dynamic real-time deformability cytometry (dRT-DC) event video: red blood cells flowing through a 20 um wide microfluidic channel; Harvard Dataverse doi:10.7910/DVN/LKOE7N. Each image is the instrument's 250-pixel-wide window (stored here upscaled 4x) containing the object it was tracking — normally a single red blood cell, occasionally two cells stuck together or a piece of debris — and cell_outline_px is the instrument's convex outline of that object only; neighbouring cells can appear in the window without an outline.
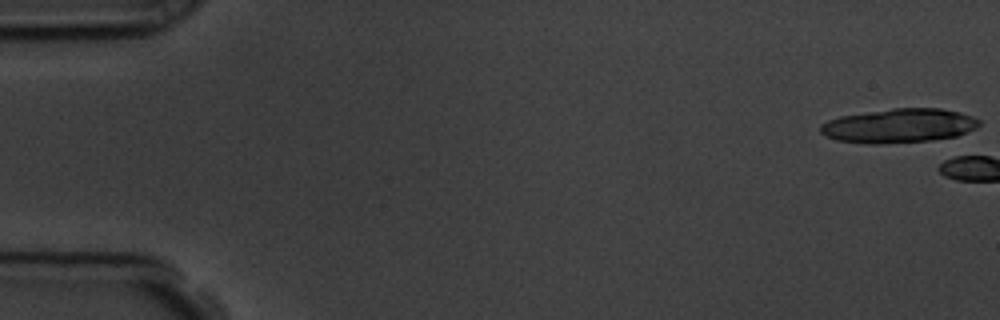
{"species": "common noctule bat (a hibernating species)", "species_latin": "Nyctalus noctula", "temperature_condition": "room temperature", "stored_images_in_passage": 4, "camera_frame_rate_fps": 3000, "um_per_image_px": 0.085, "animal": {"sex": "male", "body_mass_g": 19.5, "forearm_length_mm": 54.6}, "frame": {"image": 1, "passage_image": 1, "time_ms": 0.0, "image_size_px": [1000, 320], "cell_outline_px": [[980, 124], [976, 128], [956, 136], [932, 140], [880, 144], [868, 144], [836, 140], [820, 132], [820, 124], [828, 120], [840, 116], [892, 108], [940, 108], [960, 112], [972, 116], [980, 120]], "centroid_in_image_um": [76.41, 10.68], "position_along_channel_um": 8.6, "area_um2": 31.62}}